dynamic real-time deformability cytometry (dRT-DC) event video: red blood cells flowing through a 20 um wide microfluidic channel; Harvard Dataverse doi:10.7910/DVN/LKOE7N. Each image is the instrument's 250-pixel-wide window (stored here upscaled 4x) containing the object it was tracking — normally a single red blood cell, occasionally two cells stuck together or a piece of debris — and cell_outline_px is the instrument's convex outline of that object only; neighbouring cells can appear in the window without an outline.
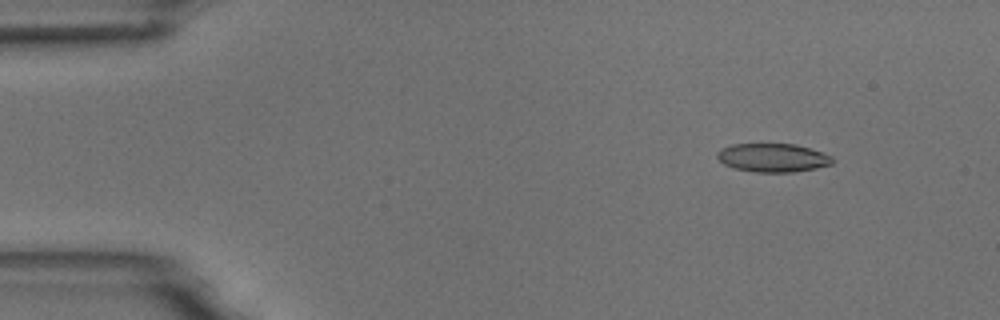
{"species": "common noctule bat (a hibernating species)", "species_latin": "Nyctalus noctula", "temperature_condition": "room temperature", "stored_images_in_passage": 5, "camera_frame_rate_fps": 3000, "um_per_image_px": 0.085, "animal": {"sex": "male", "body_mass_g": 18.8}, "frame": {"image": 1, "passage_image": 2, "time_ms": 1.333, "image_size_px": [1000, 320], "cell_outline_px": [[836, 160], [832, 164], [816, 168], [792, 172], [752, 172], [736, 168], [724, 164], [716, 156], [716, 152], [720, 148], [732, 144], [796, 144], [832, 156]], "centroid_in_image_um": [65.68, 13.4], "position_along_channel_um": 19.3, "area_um2": 19.19}}
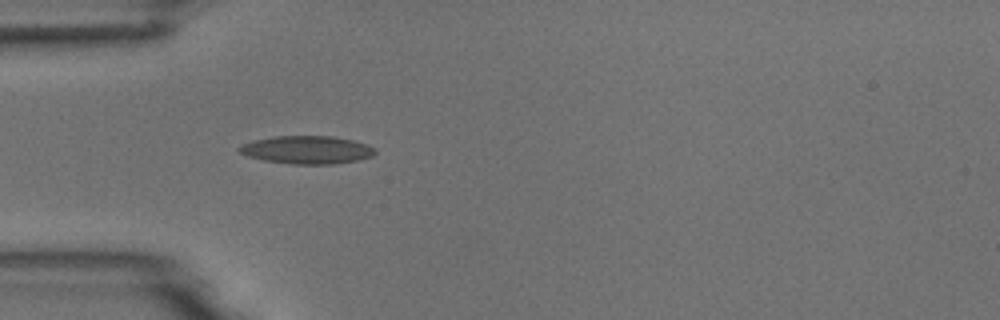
{"frame": {"image": 2, "passage_image": 5, "time_ms": 4.667, "image_size_px": [1000, 320], "cell_outline_px": [[376, 152], [372, 156], [356, 160], [336, 164], [292, 164], [264, 160], [248, 156], [240, 152], [236, 148], [252, 140], [276, 136], [332, 136], [352, 140], [368, 144], [376, 148]], "centroid_in_image_um": [26.11, 12.73], "position_along_channel_um": 58.9, "area_um2": 22.14}}